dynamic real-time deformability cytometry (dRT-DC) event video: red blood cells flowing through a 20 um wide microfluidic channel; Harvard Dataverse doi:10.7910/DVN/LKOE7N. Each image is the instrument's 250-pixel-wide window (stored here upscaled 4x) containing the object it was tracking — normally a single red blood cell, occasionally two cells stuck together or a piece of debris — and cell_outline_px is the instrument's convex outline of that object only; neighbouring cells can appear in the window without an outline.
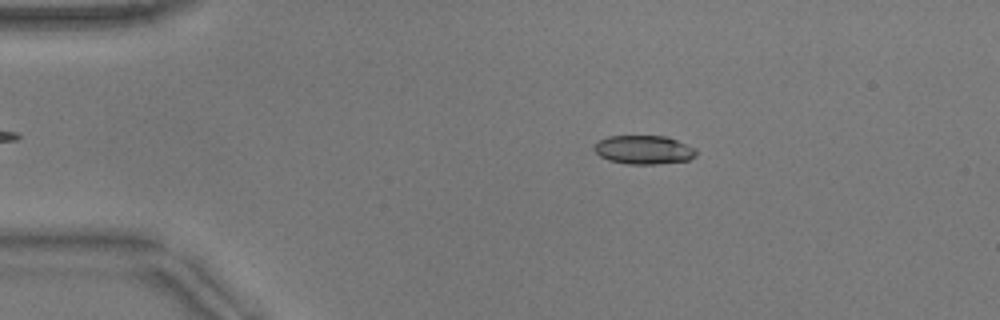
{"species": "common noctule bat (a hibernating species)", "species_latin": "Nyctalus noctula", "temperature_condition": "warm", "stored_images_in_passage": 51, "camera_frame_rate_fps": 3000, "um_per_image_px": 0.085, "animal": {"sex": "male", "body_mass_g": 17.9}, "frame": {"image": 1, "passage_image": 9, "time_ms": 2.667, "image_size_px": [1000, 320], "cell_outline_px": [[696, 156], [688, 160], [656, 164], [628, 164], [608, 160], [600, 156], [592, 148], [600, 140], [608, 136], [668, 136], [696, 148]], "centroid_in_image_um": [54.74, 12.73], "position_along_channel_um": 30.3, "area_um2": 17.11}}
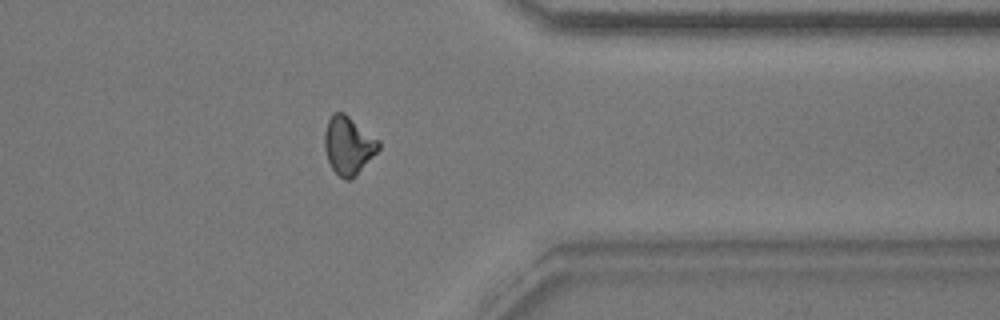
{"frame": {"image": 2, "passage_image": 41, "time_ms": 13.333, "image_size_px": [1000, 320], "cell_outline_px": [[380, 148], [356, 176], [352, 180], [344, 180], [332, 168], [328, 160], [324, 148], [324, 132], [328, 120], [332, 112], [344, 112], [380, 140]], "centroid_in_image_um": [29.61, 12.35], "position_along_channel_um": 381.8, "area_um2": 18.44}}
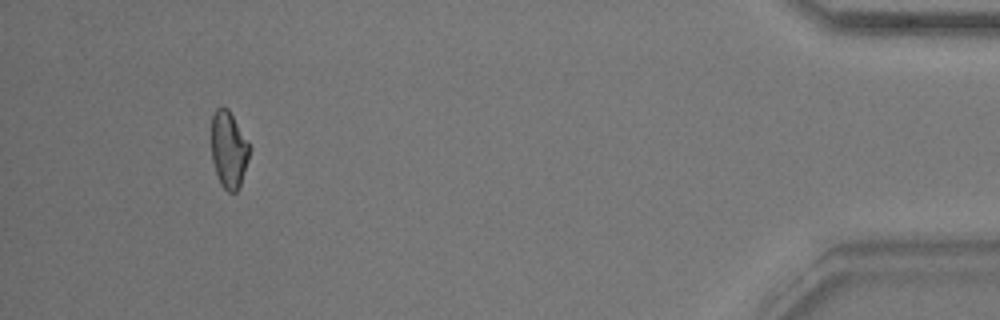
{"frame": {"image": 3, "passage_image": 48, "time_ms": 15.667, "image_size_px": [1000, 320], "cell_outline_px": [[252, 148], [240, 184], [236, 192], [228, 192], [220, 184], [212, 160], [212, 116], [216, 108], [228, 108]], "centroid_in_image_um": [19.45, 12.72], "position_along_channel_um": 415.7, "area_um2": 16.94}, "authors_computed_cell_mechanics": {"area_um2": 17.6868, "velocity_mm_per_s": 3.8751, "shape_relaxation_time_tau1_ms": 7.4752, "shape_relaxation_time_tau2_ms": 2.615, "deformation_change_tau1": 0.1805, "deformation_change_tau2": 0.0892}}